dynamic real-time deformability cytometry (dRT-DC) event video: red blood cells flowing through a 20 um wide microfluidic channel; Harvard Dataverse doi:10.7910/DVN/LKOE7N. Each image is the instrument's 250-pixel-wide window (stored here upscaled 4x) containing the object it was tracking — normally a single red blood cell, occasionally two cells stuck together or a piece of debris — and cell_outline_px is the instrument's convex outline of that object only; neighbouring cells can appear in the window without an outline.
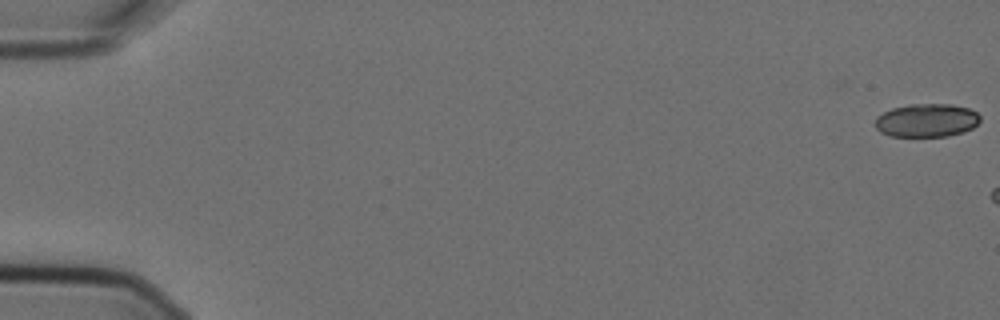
{"species": "Egyptian fruit bat (a non-hibernating species)", "species_latin": "Rousettus aegyptiacus", "temperature_condition": "cold", "stored_images_in_passage": 3, "camera_frame_rate_fps": 3000, "um_per_image_px": 0.085, "animal": {"sex": "female"}, "frame": {"image": 1, "passage_image": 1, "time_ms": 0.0, "image_size_px": [1000, 320], "cell_outline_px": [[980, 120], [972, 128], [964, 132], [948, 136], [888, 136], [880, 132], [872, 124], [876, 116], [892, 108], [912, 104], [952, 104], [968, 108], [976, 112], [980, 116]], "centroid_in_image_um": [78.72, 10.23], "position_along_channel_um": 6.3, "area_um2": 20.58}}